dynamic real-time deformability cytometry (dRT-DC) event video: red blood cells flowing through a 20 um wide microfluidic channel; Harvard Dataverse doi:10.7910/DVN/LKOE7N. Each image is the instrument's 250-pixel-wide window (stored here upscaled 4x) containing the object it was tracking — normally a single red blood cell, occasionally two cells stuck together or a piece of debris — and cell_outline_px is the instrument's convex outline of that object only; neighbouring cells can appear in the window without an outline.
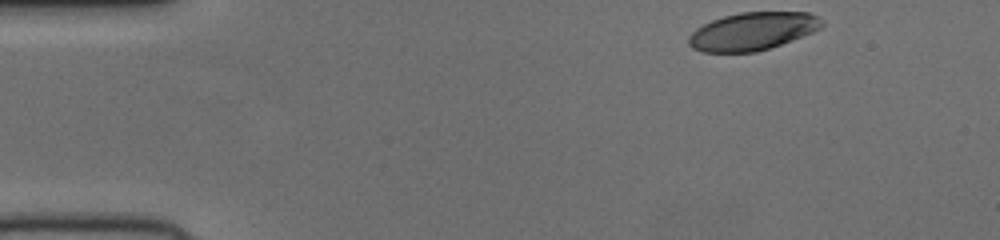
{"species": "human", "species_latin": "Homo sapiens", "temperature_condition": "cold", "stored_images_in_passage": 40, "camera_frame_rate_fps": 3000, "um_per_image_px": 0.085, "donor": {"sex": "female"}, "frame": {"image": 1, "passage_image": 1, "time_ms": 0.0, "image_size_px": [1000, 240], "cell_outline_px": [[824, 24], [820, 28], [812, 32], [780, 44], [756, 52], [704, 52], [692, 48], [688, 44], [688, 36], [696, 28], [712, 20], [724, 16], [740, 12], [808, 12], [816, 16]], "centroid_in_image_um": [63.93, 2.65], "position_along_channel_um": 21.1, "area_um2": 29.13}}
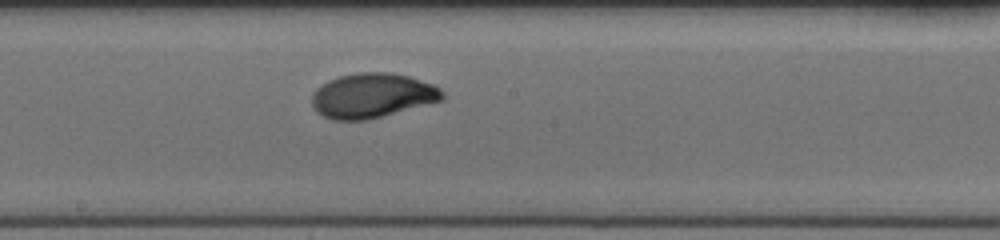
{"frame": {"image": 2, "passage_image": 23, "time_ms": 7.333, "image_size_px": [1000, 240], "cell_outline_px": [[444, 100], [368, 120], [332, 120], [316, 112], [312, 104], [312, 92], [316, 88], [328, 80], [340, 76], [356, 72], [392, 72], [408, 76], [436, 84], [444, 92]], "centroid_in_image_um": [31.66, 8.12], "position_along_channel_um": 216.5, "area_um2": 34.39}}
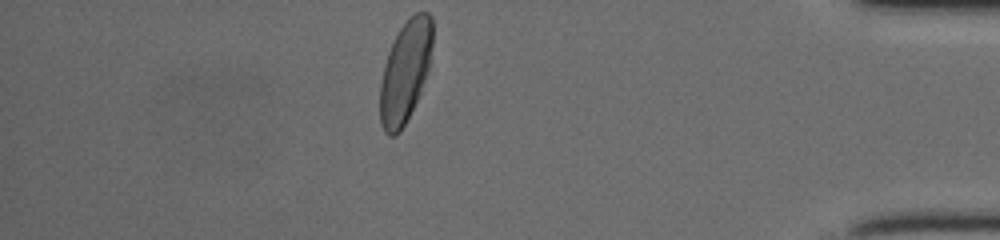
{"frame": {"image": 3, "passage_image": 40, "time_ms": 13.0, "image_size_px": [1000, 240], "cell_outline_px": [[432, 44], [428, 72], [420, 92], [400, 132], [392, 136], [388, 136], [384, 132], [380, 124], [380, 84], [384, 64], [388, 52], [400, 28], [416, 12], [428, 12], [432, 16]], "centroid_in_image_um": [34.44, 6.1], "position_along_channel_um": 400.8, "area_um2": 30.81}}